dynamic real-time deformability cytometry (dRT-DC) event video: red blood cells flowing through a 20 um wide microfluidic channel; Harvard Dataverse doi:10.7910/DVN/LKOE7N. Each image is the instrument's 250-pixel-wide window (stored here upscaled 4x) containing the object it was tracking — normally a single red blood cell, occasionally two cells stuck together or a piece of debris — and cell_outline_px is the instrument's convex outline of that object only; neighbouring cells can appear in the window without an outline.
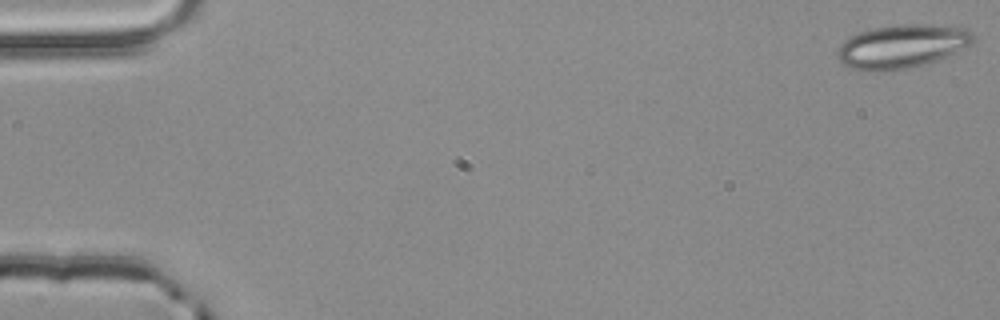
{"species": "common noctule bat (a hibernating species)", "species_latin": "Nyctalus noctula", "temperature_condition": "room temperature", "stored_images_in_passage": 54, "camera_frame_rate_fps": 3000, "um_per_image_px": 0.085, "animal": {"sex": "male", "body_mass_g": 20.4}, "frame": {"image": 1, "passage_image": 1, "time_ms": 0.0, "image_size_px": [1000, 320], "cell_outline_px": [[976, 36], [968, 44], [936, 60], [924, 64], [904, 68], [876, 72], [868, 72], [852, 68], [844, 64], [840, 60], [836, 52], [840, 44], [844, 40], [860, 32], [872, 28], [896, 24], [924, 24], [968, 28]], "centroid_in_image_um": [76.61, 3.92], "position_along_channel_um": 8.4, "area_um2": 34.04}}
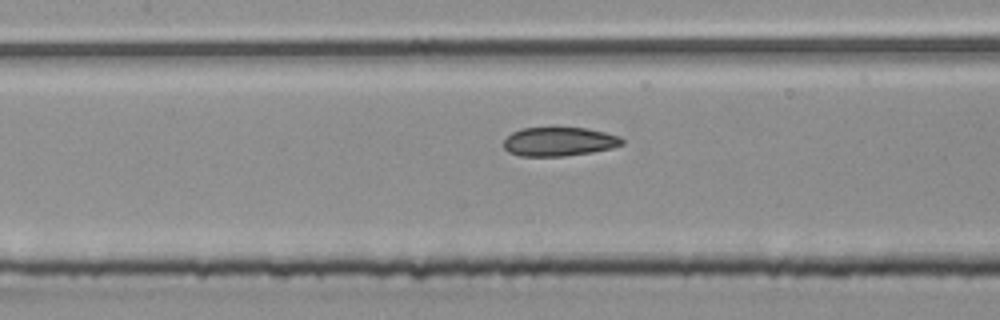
{"frame": {"image": 2, "passage_image": 25, "time_ms": 8.0, "image_size_px": [1000, 320], "cell_outline_px": [[624, 144], [612, 148], [592, 152], [564, 156], [520, 156], [508, 152], [504, 148], [504, 140], [512, 132], [520, 128], [584, 128], [604, 132], [620, 136], [624, 140]], "centroid_in_image_um": [47.52, 12.04], "position_along_channel_um": 159.9, "area_um2": 19.94}}
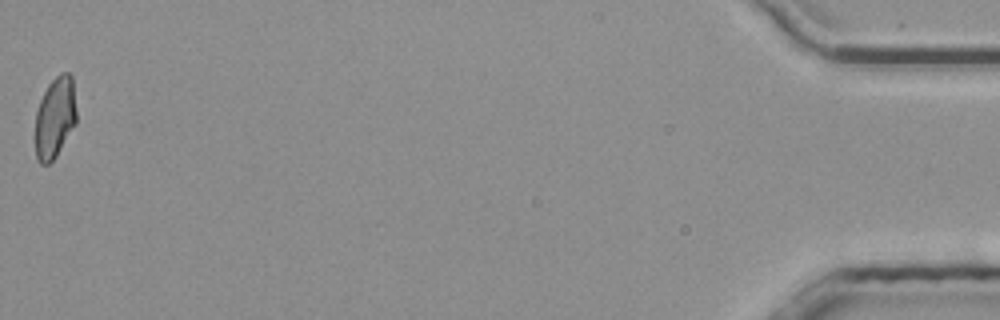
{"frame": {"image": 3, "passage_image": 54, "time_ms": 17.667, "image_size_px": [1000, 320], "cell_outline_px": [[76, 124], [56, 156], [48, 164], [40, 164], [36, 160], [36, 112], [40, 100], [48, 84], [60, 72], [68, 72], [72, 76], [76, 112]], "centroid_in_image_um": [4.68, 9.99], "position_along_channel_um": 430.5, "area_um2": 19.48}, "authors_computed_cell_mechanics": {"area_um2": 20.3745, "velocity_mm_per_s": 3.8607, "shape_relaxation_time_tau1_ms": null, "shape_relaxation_time_tau2_ms": 1.7373, "deformation_change_tau1": null, "deformation_change_tau2": 0.0699}}